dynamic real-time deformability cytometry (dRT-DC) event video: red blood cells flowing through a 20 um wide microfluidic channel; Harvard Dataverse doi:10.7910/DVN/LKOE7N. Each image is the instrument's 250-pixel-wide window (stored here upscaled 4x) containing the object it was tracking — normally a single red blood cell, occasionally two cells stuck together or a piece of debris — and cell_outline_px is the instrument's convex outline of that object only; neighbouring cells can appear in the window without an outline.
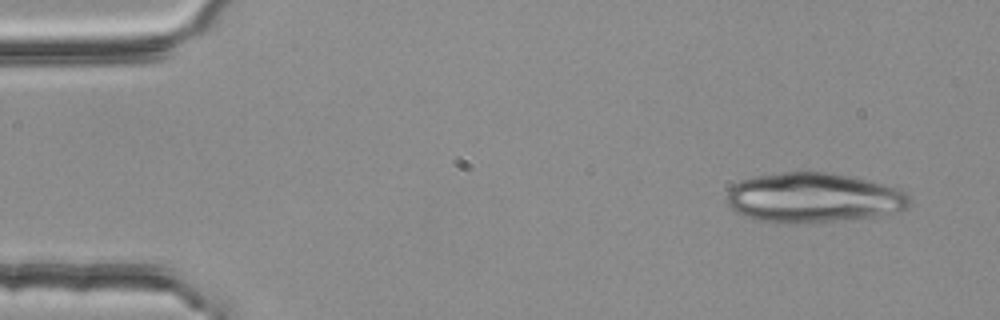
{"species": "common noctule bat (a hibernating species)", "species_latin": "Nyctalus noctula", "temperature_condition": "room temperature", "stored_images_in_passage": 4, "camera_frame_rate_fps": 3000, "um_per_image_px": 0.085, "animal": {"sex": "female", "body_mass_g": 25.1}, "frame": {"image": 1, "passage_image": 1, "time_ms": 0.0, "image_size_px": [1000, 320], "cell_outline_px": [[912, 200], [908, 208], [880, 216], [792, 224], [784, 224], [752, 220], [736, 212], [724, 200], [724, 196], [728, 188], [740, 180], [756, 176], [784, 172], [832, 172], [884, 184], [900, 188]], "centroid_in_image_um": [69.09, 16.81], "position_along_channel_um": 15.9, "area_um2": 53.64}}